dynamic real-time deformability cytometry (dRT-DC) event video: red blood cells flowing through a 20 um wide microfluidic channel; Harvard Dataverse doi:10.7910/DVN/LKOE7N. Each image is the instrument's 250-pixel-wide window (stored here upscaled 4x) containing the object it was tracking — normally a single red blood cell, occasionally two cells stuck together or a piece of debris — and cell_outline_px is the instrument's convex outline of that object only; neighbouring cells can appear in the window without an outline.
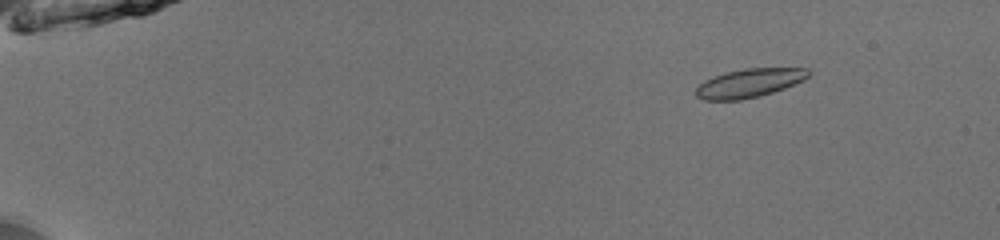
{"species": "common noctule bat (a hibernating species)", "species_latin": "Nyctalus noctula", "temperature_condition": "room temperature", "stored_images_in_passage": 53, "camera_frame_rate_fps": 3000, "um_per_image_px": 0.085, "animal": {"sex": "male", "body_mass_g": 13.0, "forearm_length_mm": 53.1}, "frame": {"image": 1, "passage_image": 8, "time_ms": 2.333, "image_size_px": [1000, 240], "cell_outline_px": [[808, 76], [804, 80], [784, 88], [760, 96], [740, 100], [704, 100], [696, 96], [696, 88], [704, 80], [712, 76], [728, 72], [748, 68], [808, 68]], "centroid_in_image_um": [63.66, 7.06], "position_along_channel_um": 21.3, "area_um2": 18.67}}
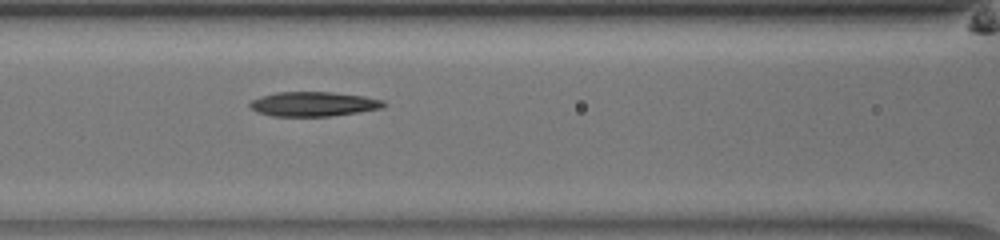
{"frame": {"image": 2, "passage_image": 26, "time_ms": 8.333, "image_size_px": [1000, 240], "cell_outline_px": [[388, 104], [384, 108], [332, 116], [272, 116], [256, 112], [248, 104], [252, 100], [260, 96], [276, 92], [332, 92], [364, 96], [384, 100]], "centroid_in_image_um": [26.67, 8.84], "position_along_channel_um": 139.9, "area_um2": 19.31}}
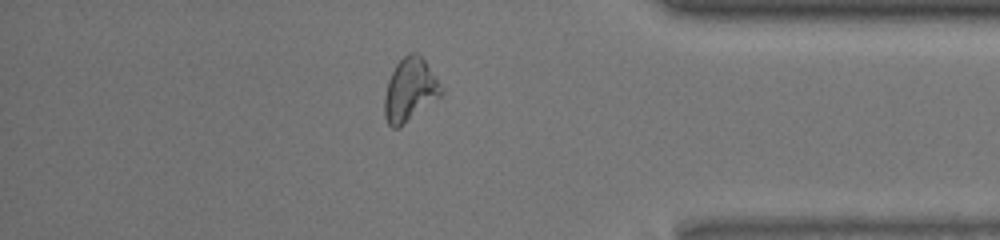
{"frame": {"image": 3, "passage_image": 47, "time_ms": 15.333, "image_size_px": [1000, 240], "cell_outline_px": [[444, 92], [440, 96], [400, 128], [392, 128], [388, 124], [384, 116], [384, 96], [388, 80], [396, 64], [408, 52], [416, 52], [424, 60], [444, 88]], "centroid_in_image_um": [34.83, 7.66], "position_along_channel_um": 400.4, "area_um2": 20.92}, "authors_computed_cell_mechanics": {"area_um2": 19.2474, "velocity_mm_per_s": 3.9515, "shape_relaxation_time_tau1_ms": null, "shape_relaxation_time_tau2_ms": 5.0068, "deformation_change_tau1": null, "deformation_change_tau2": 0.1319}}